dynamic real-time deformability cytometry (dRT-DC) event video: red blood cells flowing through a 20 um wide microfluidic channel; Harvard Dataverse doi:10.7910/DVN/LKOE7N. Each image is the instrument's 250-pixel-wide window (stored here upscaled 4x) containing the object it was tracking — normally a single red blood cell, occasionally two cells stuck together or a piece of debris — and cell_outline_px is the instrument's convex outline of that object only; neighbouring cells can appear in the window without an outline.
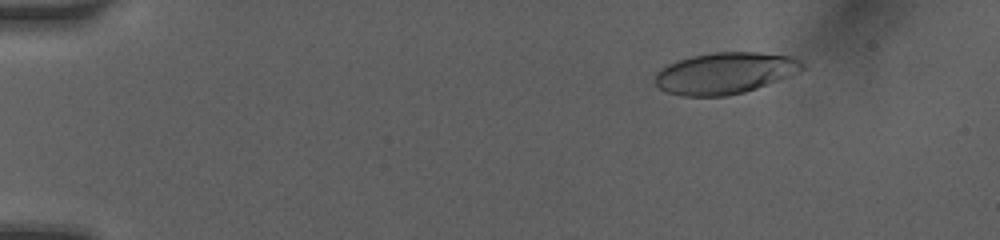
{"species": "human", "species_latin": "Homo sapiens", "temperature_condition": "room temperature", "stored_images_in_passage": 51, "camera_frame_rate_fps": 3000, "um_per_image_px": 0.085, "donor": {"sex": "female"}, "frame": {"image": 1, "passage_image": 6, "time_ms": 2.0, "image_size_px": [1000, 240], "cell_outline_px": [[804, 68], [776, 80], [756, 88], [744, 92], [724, 96], [680, 96], [668, 92], [660, 88], [652, 80], [652, 76], [660, 68], [668, 64], [692, 56], [716, 52], [756, 52], [792, 56], [800, 60], [804, 64]], "centroid_in_image_um": [61.54, 6.21], "position_along_channel_um": 23.5, "area_um2": 35.26}}
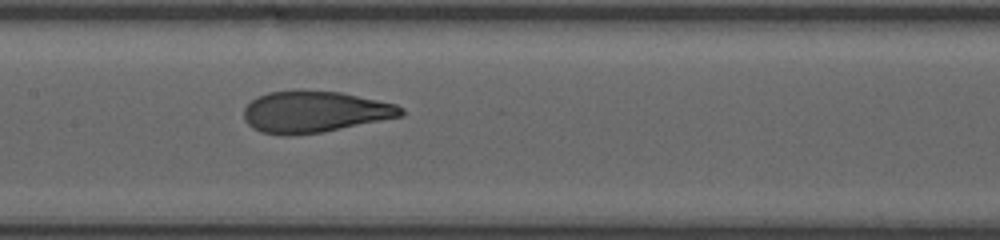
{"frame": {"image": 2, "passage_image": 26, "time_ms": 8.333, "image_size_px": [1000, 240], "cell_outline_px": [[404, 116], [324, 132], [292, 136], [284, 136], [260, 132], [252, 128], [244, 120], [244, 108], [252, 100], [268, 92], [296, 88], [340, 92], [396, 104], [404, 108]], "centroid_in_image_um": [26.73, 9.5], "position_along_channel_um": 180.7, "area_um2": 38.73}}
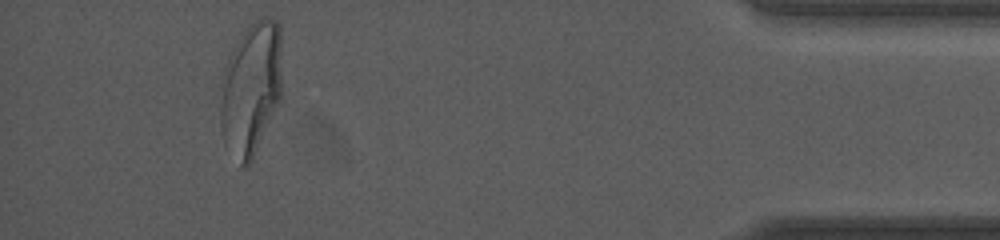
{"frame": {"image": 3, "passage_image": 48, "time_ms": 15.333, "image_size_px": [1000, 240], "cell_outline_px": [[280, 100], [252, 160], [244, 168], [240, 164], [224, 144], [220, 124], [220, 76], [228, 56], [232, 48], [244, 32], [260, 16], [268, 16], [276, 20], [280, 28]], "centroid_in_image_um": [21.29, 7.52], "position_along_channel_um": 413.9, "area_um2": 48.03}, "authors_computed_cell_mechanics": {"area_um2": 38.2636, "velocity_mm_per_s": 4.1009, "shape_relaxation_time_tau1_ms": 4.6405, "shape_relaxation_time_tau2_ms": 0.8, "deformation_change_tau1": 0.2101, "deformation_change_tau2": 0.0814}}